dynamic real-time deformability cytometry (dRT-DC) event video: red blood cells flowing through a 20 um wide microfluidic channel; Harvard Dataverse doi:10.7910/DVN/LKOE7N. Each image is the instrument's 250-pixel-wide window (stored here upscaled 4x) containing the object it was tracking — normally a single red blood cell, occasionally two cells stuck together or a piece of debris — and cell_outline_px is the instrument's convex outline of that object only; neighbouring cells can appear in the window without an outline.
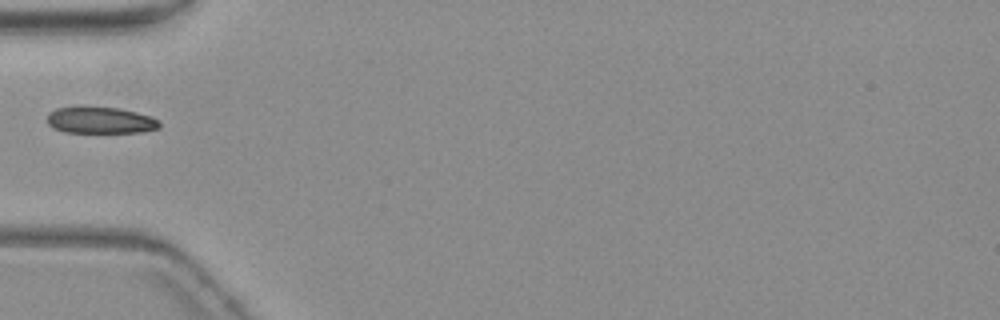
{"species": "common noctule bat (a hibernating species)", "species_latin": "Nyctalus noctula", "temperature_condition": "warm", "stored_images_in_passage": 1, "camera_frame_rate_fps": 3000, "um_per_image_px": 0.085, "animal": {"sex": "female", "body_mass_g": 19.3, "forearm_length_mm": 54.1}, "frame": {"image": 1, "passage_image": 1, "time_ms": 0.0, "image_size_px": [1000, 320], "cell_outline_px": [[160, 128], [140, 132], [64, 132], [52, 128], [48, 124], [48, 112], [56, 108], [80, 104], [120, 108], [152, 116], [160, 124]], "centroid_in_image_um": [8.47, 10.18], "position_along_channel_um": 76.5, "area_um2": 17.98}}